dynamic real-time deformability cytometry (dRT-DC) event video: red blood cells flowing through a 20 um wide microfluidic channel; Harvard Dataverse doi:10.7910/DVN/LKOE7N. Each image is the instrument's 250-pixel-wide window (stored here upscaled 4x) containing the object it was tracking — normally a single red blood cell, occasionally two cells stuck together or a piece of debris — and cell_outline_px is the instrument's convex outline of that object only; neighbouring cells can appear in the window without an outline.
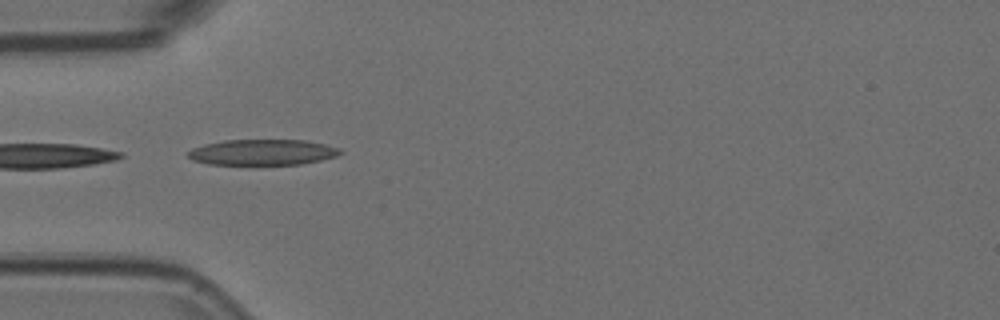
{"species": "Egyptian fruit bat (a non-hibernating species)", "species_latin": "Rousettus aegyptiacus", "temperature_condition": "room temperature", "stored_images_in_passage": 3, "camera_frame_rate_fps": 3000, "um_per_image_px": 0.085, "animal": {"sex": "female"}, "frame": {"image": 1, "passage_image": 1, "time_ms": 0.0, "image_size_px": [1000, 320], "cell_outline_px": [[344, 152], [336, 156], [320, 160], [300, 164], [208, 164], [192, 160], [188, 156], [188, 152], [192, 148], [204, 144], [224, 140], [308, 140], [340, 148]], "centroid_in_image_um": [22.32, 12.93], "position_along_channel_um": 62.7, "area_um2": 22.77}}